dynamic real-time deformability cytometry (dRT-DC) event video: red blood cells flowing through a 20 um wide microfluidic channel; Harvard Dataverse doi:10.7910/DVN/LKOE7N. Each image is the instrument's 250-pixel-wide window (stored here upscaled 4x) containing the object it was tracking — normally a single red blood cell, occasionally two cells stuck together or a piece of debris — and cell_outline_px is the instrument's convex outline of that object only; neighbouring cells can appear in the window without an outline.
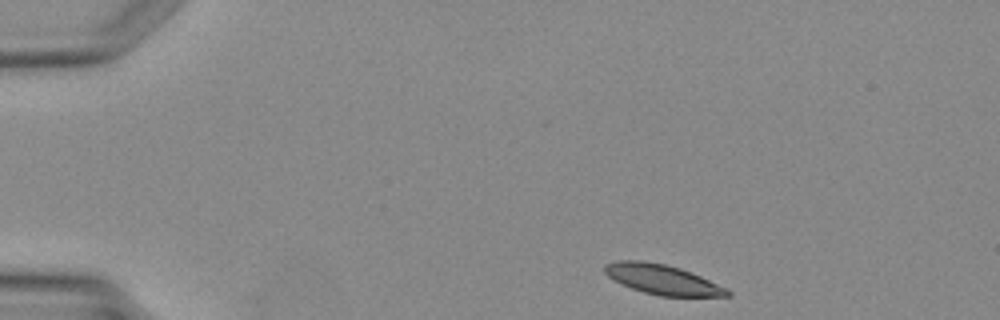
{"species": "Egyptian fruit bat (a non-hibernating species)", "species_latin": "Rousettus aegyptiacus", "temperature_condition": "warm", "stored_images_in_passage": 34, "camera_frame_rate_fps": 3000, "um_per_image_px": 0.085, "animal": {"sex": "female"}, "frame": {"image": 1, "passage_image": 1, "time_ms": 0.0, "image_size_px": [1000, 320], "cell_outline_px": [[732, 296], [660, 296], [644, 292], [632, 288], [608, 276], [604, 272], [604, 264], [616, 260], [644, 260], [664, 264], [680, 268], [692, 272], [728, 288], [732, 292]], "centroid_in_image_um": [56.34, 23.75], "position_along_channel_um": 28.7, "area_um2": 21.39}}
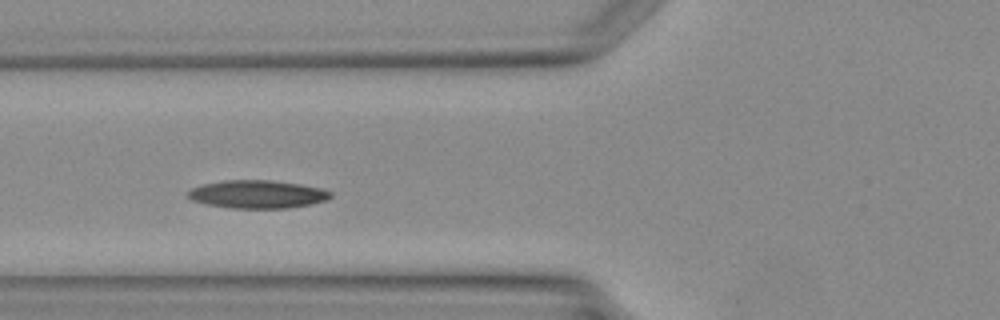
{"frame": {"image": 2, "passage_image": 10, "time_ms": 3.0, "image_size_px": [1000, 320], "cell_outline_px": [[332, 196], [328, 200], [312, 204], [288, 208], [232, 208], [208, 204], [192, 200], [188, 196], [188, 192], [192, 188], [204, 184], [224, 180], [268, 180], [300, 184], [320, 188], [332, 192]], "centroid_in_image_um": [21.92, 16.51], "position_along_channel_um": 103.9, "area_um2": 23.18}}
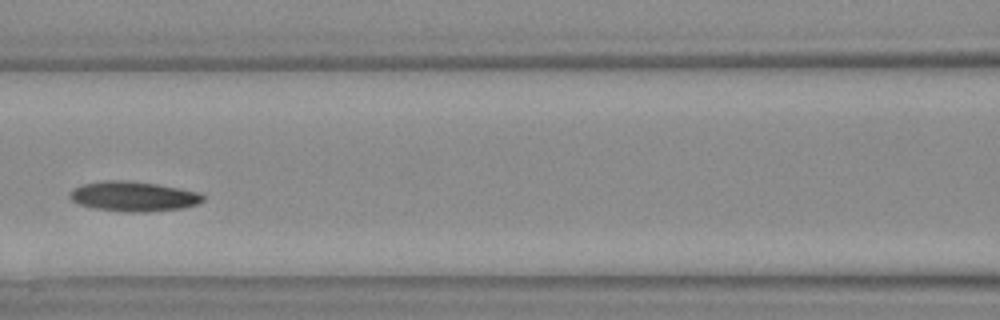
{"frame": {"image": 3, "passage_image": 13, "time_ms": 4.0, "image_size_px": [1000, 320], "cell_outline_px": [[204, 200], [196, 204], [180, 208], [148, 212], [124, 212], [96, 208], [76, 204], [68, 196], [68, 192], [72, 188], [84, 184], [104, 180], [124, 180], [156, 184], [180, 188], [200, 192], [204, 196]], "centroid_in_image_um": [11.31, 16.69], "position_along_channel_um": 155.3, "area_um2": 23.29}}